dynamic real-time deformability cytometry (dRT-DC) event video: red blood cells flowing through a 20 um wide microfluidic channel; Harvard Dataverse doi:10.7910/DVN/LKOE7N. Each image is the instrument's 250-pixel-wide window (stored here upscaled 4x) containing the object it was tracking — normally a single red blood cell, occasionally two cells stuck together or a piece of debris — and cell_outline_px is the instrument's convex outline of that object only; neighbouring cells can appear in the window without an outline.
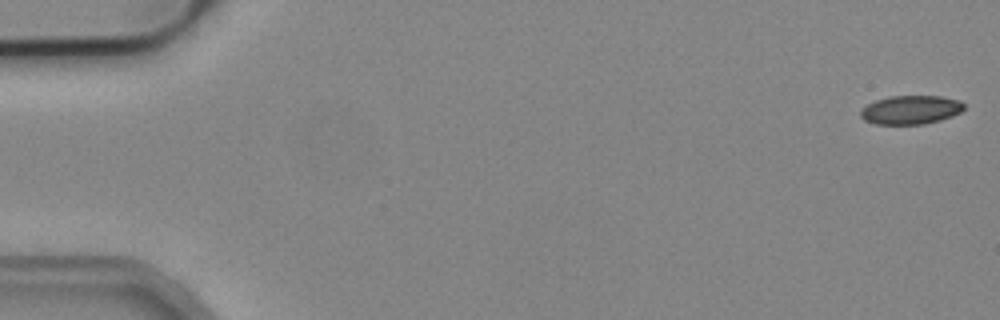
{"species": "common noctule bat (a hibernating species)", "species_latin": "Nyctalus noctula", "temperature_condition": "cold", "stored_images_in_passage": 6, "camera_frame_rate_fps": 3000, "um_per_image_px": 0.085, "animal": {"sex": "male", "body_mass_g": 19.2, "forearm_length_mm": 51.8}, "frame": {"image": 1, "passage_image": 1, "time_ms": 0.0, "image_size_px": [1000, 320], "cell_outline_px": [[964, 108], [960, 112], [952, 116], [940, 120], [924, 124], [876, 124], [864, 120], [860, 116], [860, 108], [876, 100], [888, 96], [940, 96], [960, 100], [964, 104]], "centroid_in_image_um": [77.39, 9.33], "position_along_channel_um": 7.6, "area_um2": 17.4}}
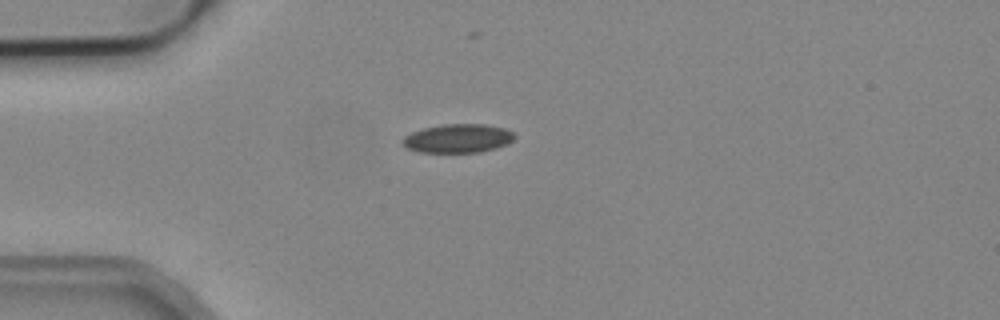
{"frame": {"image": 2, "passage_image": 4, "time_ms": 1.0, "image_size_px": [1000, 320], "cell_outline_px": [[516, 136], [508, 144], [496, 148], [480, 152], [420, 152], [408, 148], [400, 140], [404, 136], [412, 132], [424, 128], [444, 124], [484, 124], [504, 128], [512, 132]], "centroid_in_image_um": [38.93, 11.76], "position_along_channel_um": 46.1, "area_um2": 18.67}}
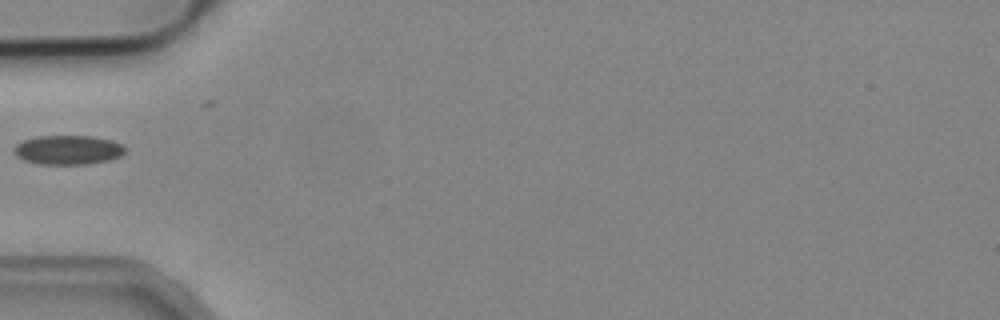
{"frame": {"image": 3, "passage_image": 5, "time_ms": 1.333, "image_size_px": [1000, 320], "cell_outline_px": [[124, 152], [120, 156], [112, 160], [84, 164], [40, 164], [24, 160], [16, 156], [12, 152], [12, 148], [16, 144], [24, 140], [36, 136], [92, 136], [112, 140], [120, 144], [124, 148]], "centroid_in_image_um": [5.74, 12.74], "position_along_channel_um": 79.3, "area_um2": 19.02}}